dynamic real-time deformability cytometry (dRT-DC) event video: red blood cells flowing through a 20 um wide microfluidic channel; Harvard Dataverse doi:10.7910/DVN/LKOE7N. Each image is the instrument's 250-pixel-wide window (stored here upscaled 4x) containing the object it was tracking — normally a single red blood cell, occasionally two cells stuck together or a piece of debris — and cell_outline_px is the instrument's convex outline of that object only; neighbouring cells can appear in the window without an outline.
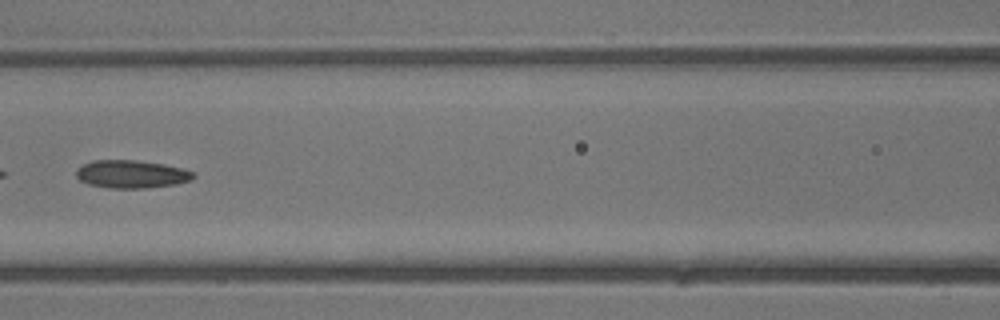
{"species": "common noctule bat (a hibernating species)", "species_latin": "Nyctalus noctula", "temperature_condition": "warm", "stored_images_in_passage": 38, "segment_of_instrument_passage": [2, 2], "camera_frame_rate_fps": 3000, "um_per_image_px": 0.085, "animal": {"sex": "male", "body_mass_g": 13.3}, "frame": {"image": 1, "passage_image": 17, "time_ms": 5.333, "image_size_px": [1000, 320], "cell_outline_px": [[196, 176], [192, 180], [176, 184], [144, 188], [108, 188], [88, 184], [80, 180], [76, 176], [76, 168], [80, 164], [92, 160], [136, 160], [164, 164], [184, 168], [196, 172]], "centroid_in_image_um": [11.18, 14.79], "position_along_channel_um": 155.4, "area_um2": 19.42}}